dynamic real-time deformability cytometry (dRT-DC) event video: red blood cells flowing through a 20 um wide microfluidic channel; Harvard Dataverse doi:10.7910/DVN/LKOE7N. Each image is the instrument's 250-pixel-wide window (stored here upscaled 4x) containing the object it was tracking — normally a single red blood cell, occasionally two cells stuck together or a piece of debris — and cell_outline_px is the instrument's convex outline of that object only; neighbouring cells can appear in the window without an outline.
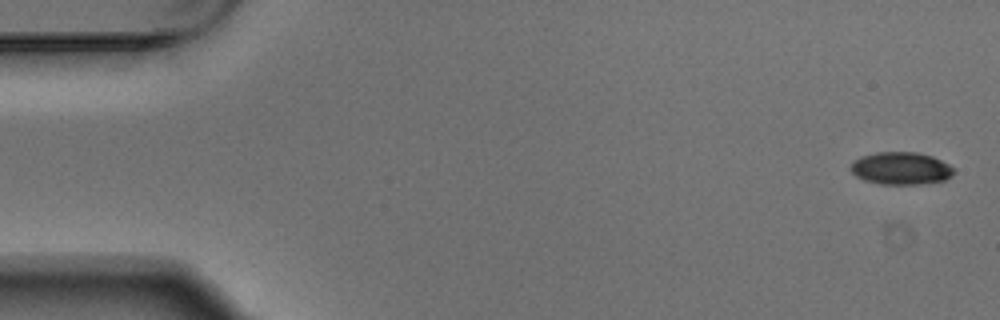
{"species": "Egyptian fruit bat (a non-hibernating species)", "species_latin": "Rousettus aegyptiacus", "temperature_condition": "warm", "stored_images_in_passage": 4, "camera_frame_rate_fps": 3000, "um_per_image_px": 0.085, "animal": {"sex": "male"}, "frame": {"image": 1, "passage_image": 1, "time_ms": 0.0, "image_size_px": [1000, 320], "cell_outline_px": [[956, 172], [952, 176], [944, 180], [920, 184], [880, 184], [864, 180], [856, 176], [852, 172], [852, 160], [860, 156], [876, 152], [916, 152], [932, 156], [956, 168]], "centroid_in_image_um": [76.6, 14.3], "position_along_channel_um": 8.4, "area_um2": 19.65}}
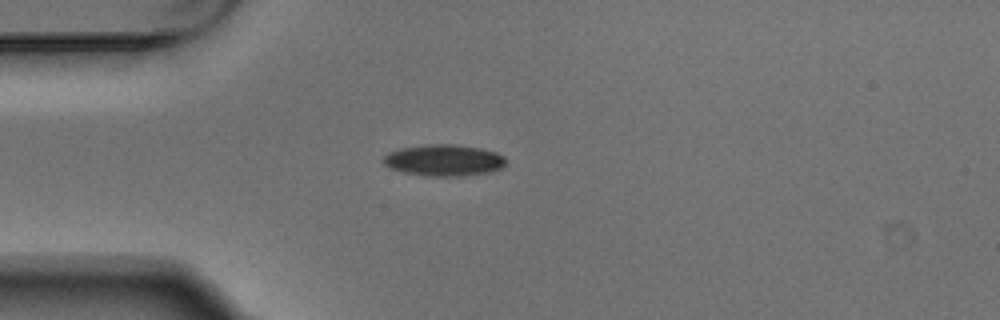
{"frame": {"image": 2, "passage_image": 4, "time_ms": 1.0, "image_size_px": [1000, 320], "cell_outline_px": [[508, 160], [500, 168], [488, 172], [460, 176], [428, 176], [404, 172], [392, 168], [384, 164], [380, 160], [388, 152], [400, 148], [424, 144], [456, 144], [480, 148], [496, 152], [504, 156]], "centroid_in_image_um": [37.71, 13.61], "position_along_channel_um": 47.3, "area_um2": 22.54}}